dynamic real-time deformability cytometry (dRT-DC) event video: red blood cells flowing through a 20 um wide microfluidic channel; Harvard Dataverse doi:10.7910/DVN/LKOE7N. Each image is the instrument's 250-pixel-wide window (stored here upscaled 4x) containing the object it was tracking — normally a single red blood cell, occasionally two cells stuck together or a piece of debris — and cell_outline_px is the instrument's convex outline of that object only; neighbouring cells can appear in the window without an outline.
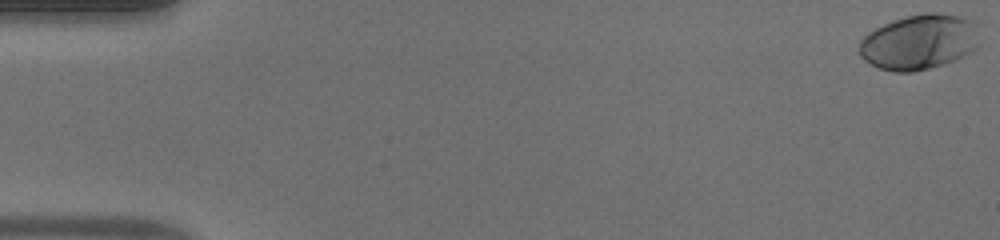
{"species": "human", "species_latin": "Homo sapiens", "temperature_condition": "warm", "stored_images_in_passage": 50, "camera_frame_rate_fps": 3000, "um_per_image_px": 0.085, "donor": {"sex": "male"}, "frame": {"image": 1, "passage_image": 1, "time_ms": 0.0, "image_size_px": [1000, 240], "cell_outline_px": [[980, 48], [972, 52], [952, 60], [928, 68], [912, 72], [892, 72], [880, 68], [864, 60], [860, 56], [856, 48], [860, 40], [868, 32], [892, 20], [924, 12], [936, 12], [960, 16], [980, 20]], "centroid_in_image_um": [78.2, 3.54], "position_along_channel_um": 6.8, "area_um2": 39.59}}
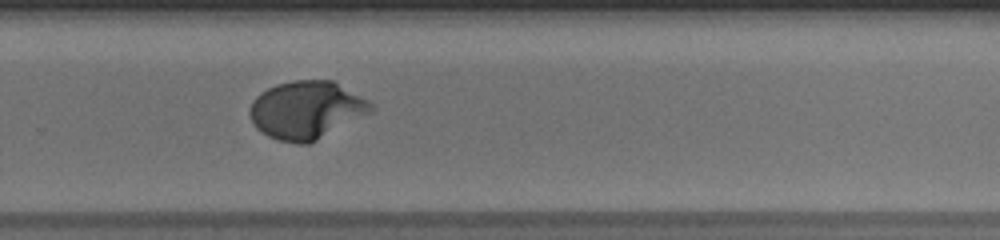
{"frame": {"image": 2, "passage_image": 34, "time_ms": 11.0, "image_size_px": [1000, 240], "cell_outline_px": [[376, 108], [372, 112], [308, 144], [296, 144], [280, 140], [268, 136], [256, 128], [248, 112], [252, 100], [260, 92], [276, 84], [292, 80], [332, 80], [368, 100]], "centroid_in_image_um": [26.03, 9.34], "position_along_channel_um": 303.8, "area_um2": 40.81}}
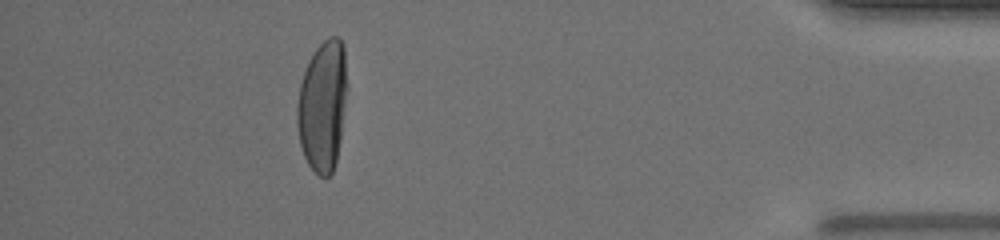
{"frame": {"image": 3, "passage_image": 45, "time_ms": 14.667, "image_size_px": [1000, 240], "cell_outline_px": [[344, 100], [340, 140], [336, 160], [332, 172], [328, 176], [320, 176], [308, 164], [304, 156], [300, 144], [296, 124], [296, 104], [300, 84], [308, 60], [316, 48], [328, 36], [340, 36], [344, 44]], "centroid_in_image_um": [27.37, 8.98], "position_along_channel_um": 407.8, "area_um2": 37.45}, "authors_computed_cell_mechanics": {"area_um2": 38.2347, "velocity_mm_per_s": 4.2032, "shape_relaxation_time_tau1_ms": 3.3338, "shape_relaxation_time_tau2_ms": null, "deformation_change_tau1": 0.2243, "deformation_change_tau2": null}}